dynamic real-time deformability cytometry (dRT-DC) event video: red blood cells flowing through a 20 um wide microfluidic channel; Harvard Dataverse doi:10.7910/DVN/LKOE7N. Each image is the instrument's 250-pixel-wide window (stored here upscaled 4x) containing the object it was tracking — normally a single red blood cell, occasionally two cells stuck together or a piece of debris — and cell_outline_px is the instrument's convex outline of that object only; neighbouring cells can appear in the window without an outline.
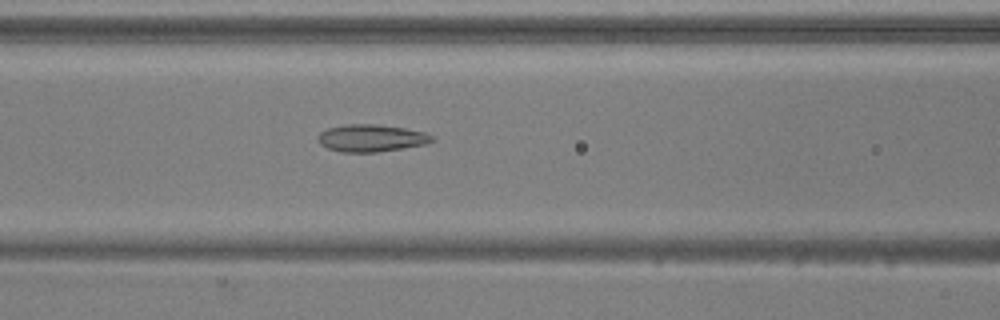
{"species": "common noctule bat (a hibernating species)", "species_latin": "Nyctalus noctula", "temperature_condition": "warm", "stored_images_in_passage": 52, "camera_frame_rate_fps": 3000, "um_per_image_px": 0.085, "animal": {"sex": "male", "body_mass_g": 20.5, "forearm_length_mm": 52.5}, "frame": {"image": 1, "passage_image": 22, "time_ms": 7.0, "image_size_px": [1000, 320], "cell_outline_px": [[436, 140], [424, 144], [376, 152], [340, 152], [328, 148], [320, 144], [316, 136], [320, 132], [328, 128], [344, 124], [376, 124], [404, 128], [424, 132], [432, 136]], "centroid_in_image_um": [31.51, 11.73], "position_along_channel_um": 135.1, "area_um2": 18.03}}
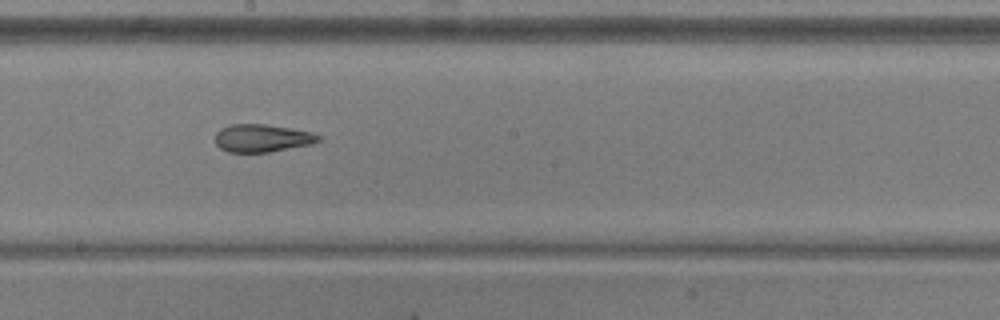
{"frame": {"image": 2, "passage_image": 29, "time_ms": 9.333, "image_size_px": [1000, 320], "cell_outline_px": [[320, 140], [312, 144], [268, 152], [228, 152], [220, 148], [216, 144], [216, 132], [220, 128], [228, 124], [264, 124], [292, 128], [312, 132], [320, 136]], "centroid_in_image_um": [22.26, 11.73], "position_along_channel_um": 225.9, "area_um2": 16.76}}
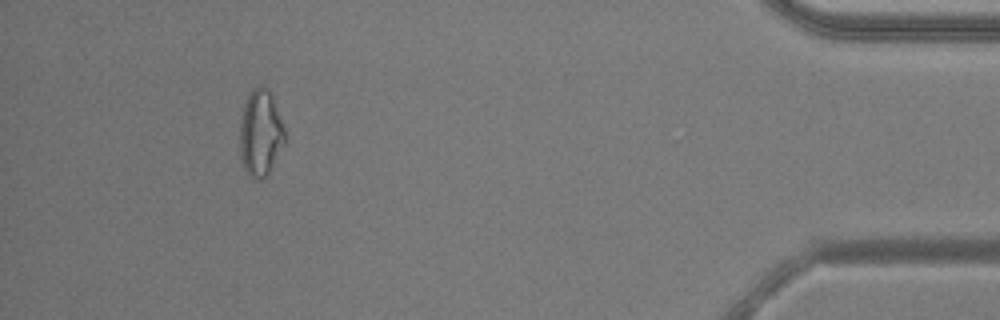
{"frame": {"image": 3, "passage_image": 48, "time_ms": 15.667, "image_size_px": [1000, 320], "cell_outline_px": [[284, 144], [268, 176], [260, 180], [252, 176], [244, 168], [240, 160], [240, 124], [244, 100], [248, 92], [252, 88], [260, 84], [268, 88], [272, 92], [284, 128]], "centroid_in_image_um": [22.13, 11.26], "position_along_channel_um": 413.1, "area_um2": 23.06}, "authors_computed_cell_mechanics": {"area_um2": 20.6057, "velocity_mm_per_s": 3.8841, "shape_relaxation_time_tau1_ms": null, "shape_relaxation_time_tau2_ms": 2.0094, "deformation_change_tau1": null, "deformation_change_tau2": 0.0934}}